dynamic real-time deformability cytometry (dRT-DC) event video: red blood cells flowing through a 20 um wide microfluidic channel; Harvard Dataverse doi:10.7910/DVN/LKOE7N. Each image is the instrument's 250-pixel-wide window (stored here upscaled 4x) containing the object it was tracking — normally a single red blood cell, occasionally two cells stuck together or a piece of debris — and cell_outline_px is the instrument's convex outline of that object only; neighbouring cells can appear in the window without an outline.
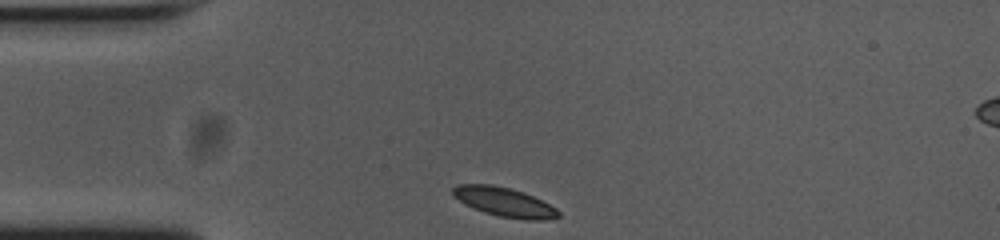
{"species": "common noctule bat (a hibernating species)", "species_latin": "Nyctalus noctula", "temperature_condition": "cold", "stored_images_in_passage": 32, "camera_frame_rate_fps": 3000, "um_per_image_px": 0.085, "animal": {"sex": "female", "body_mass_g": 23.0, "forearm_length_mm": 53.4}, "frame": {"image": 1, "passage_image": 1, "time_ms": 0.0, "image_size_px": [1000, 240], "cell_outline_px": [[560, 216], [548, 220], [528, 220], [500, 216], [484, 212], [464, 204], [452, 196], [452, 188], [456, 184], [492, 184], [512, 188], [524, 192], [556, 208], [560, 212]], "centroid_in_image_um": [42.84, 17.16], "position_along_channel_um": 42.2, "area_um2": 18.03}}
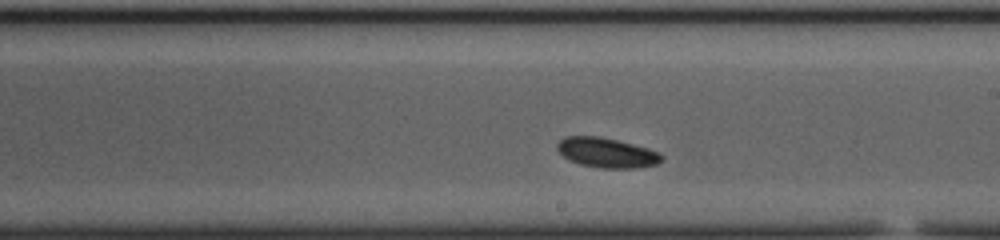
{"frame": {"image": 2, "passage_image": 19, "time_ms": 6.0, "image_size_px": [1000, 240], "cell_outline_px": [[664, 160], [656, 164], [640, 168], [600, 168], [580, 164], [568, 160], [556, 148], [556, 144], [564, 136], [600, 136], [648, 148], [660, 152], [664, 156]], "centroid_in_image_um": [51.59, 12.98], "position_along_channel_um": 237.4, "area_um2": 18.32}}
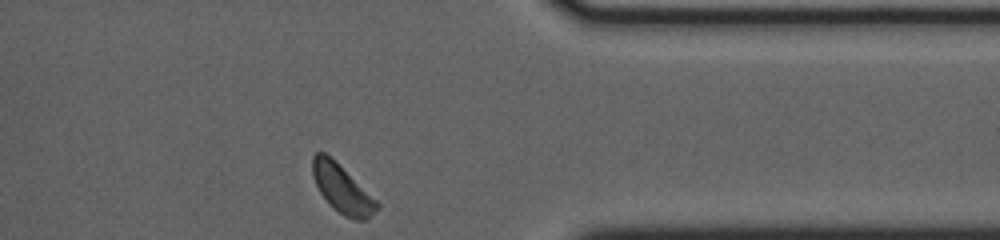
{"frame": {"image": 3, "passage_image": 32, "time_ms": 10.333, "image_size_px": [1000, 240], "cell_outline_px": [[380, 208], [364, 220], [356, 220], [344, 216], [332, 208], [320, 192], [312, 176], [312, 156], [316, 152], [324, 152], [376, 200], [380, 204]], "centroid_in_image_um": [29.05, 16.09], "position_along_channel_um": 382.3, "area_um2": 17.51}, "authors_computed_cell_mechanics": {"area_um2": 17.8891, "velocity_mm_per_s": 3.6428, "shape_relaxation_time_tau1_ms": 1.8407, "shape_relaxation_time_tau2_ms": null, "deformation_change_tau1": 0.0799, "deformation_change_tau2": null}}